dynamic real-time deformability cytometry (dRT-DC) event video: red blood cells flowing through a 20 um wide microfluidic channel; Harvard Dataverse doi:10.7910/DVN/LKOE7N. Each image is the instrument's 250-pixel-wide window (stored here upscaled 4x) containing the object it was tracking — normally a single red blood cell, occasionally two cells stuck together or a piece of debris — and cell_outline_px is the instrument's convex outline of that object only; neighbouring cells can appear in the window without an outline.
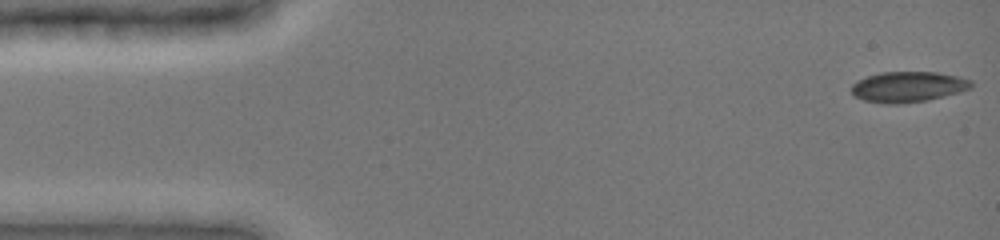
{"species": "common noctule bat (a hibernating species)", "species_latin": "Nyctalus noctula", "temperature_condition": "cold", "stored_images_in_passage": 47, "camera_frame_rate_fps": 3000, "um_per_image_px": 0.085, "animal": {"sex": "female", "body_mass_g": 19.0, "forearm_length_mm": 51.5}, "frame": {"image": 1, "passage_image": 1, "time_ms": 0.0, "image_size_px": [1000, 240], "cell_outline_px": [[972, 88], [960, 92], [928, 100], [900, 104], [884, 104], [864, 100], [856, 96], [852, 92], [852, 84], [856, 80], [880, 72], [936, 72], [956, 76], [972, 80]], "centroid_in_image_um": [77.19, 7.38], "position_along_channel_um": 7.8, "area_um2": 21.39}}
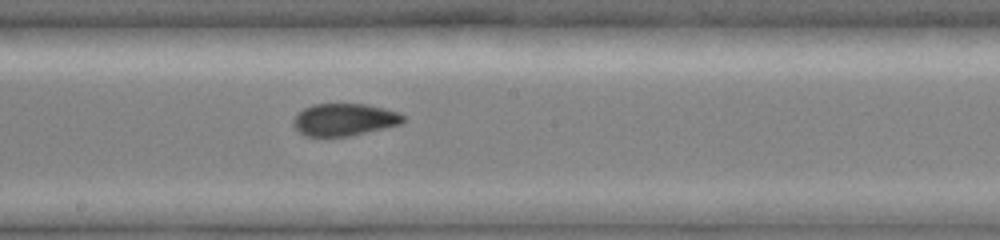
{"frame": {"image": 2, "passage_image": 18, "time_ms": 8.333, "image_size_px": [1000, 240], "cell_outline_px": [[404, 120], [400, 124], [384, 128], [348, 136], [304, 136], [292, 124], [292, 120], [304, 108], [312, 104], [368, 104], [400, 112], [404, 116]], "centroid_in_image_um": [29.27, 10.16], "position_along_channel_um": 218.9, "area_um2": 20.58}}
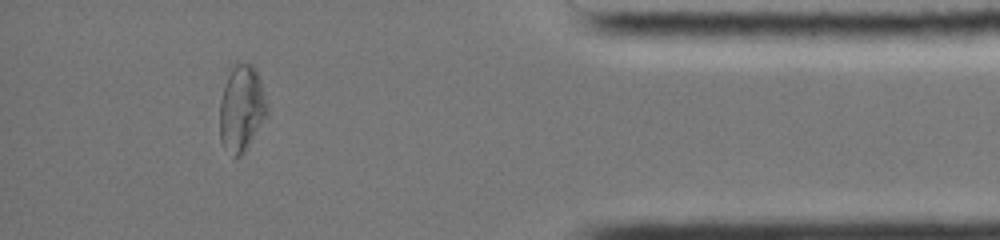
{"frame": {"image": 3, "passage_image": 40, "time_ms": 14.0, "image_size_px": [1000, 240], "cell_outline_px": [[268, 116], [244, 152], [240, 156], [236, 156], [224, 148], [220, 140], [220, 100], [228, 64], [236, 60], [252, 64], [256, 68], [260, 80], [268, 108]], "centroid_in_image_um": [20.51, 9.11], "position_along_channel_um": 414.7, "area_um2": 24.57}, "authors_computed_cell_mechanics": {"area_um2": 21.4438, "velocity_mm_per_s": 3.9685, "shape_relaxation_time_tau1_ms": 8.5165, "shape_relaxation_time_tau2_ms": 0.7371, "deformation_change_tau1": 0.2023, "deformation_change_tau2": 0.0329}}